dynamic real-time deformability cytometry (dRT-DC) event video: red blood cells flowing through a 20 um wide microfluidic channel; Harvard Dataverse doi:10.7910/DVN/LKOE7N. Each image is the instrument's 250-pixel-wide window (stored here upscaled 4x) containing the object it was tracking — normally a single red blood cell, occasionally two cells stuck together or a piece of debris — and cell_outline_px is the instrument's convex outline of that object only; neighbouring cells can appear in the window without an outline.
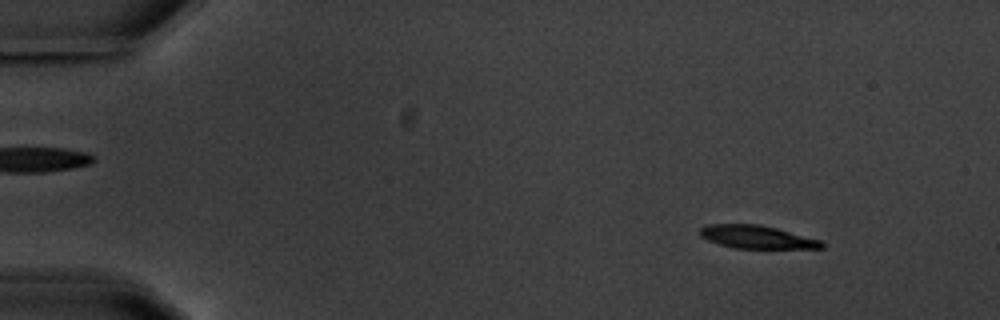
{"species": "common noctule bat (a hibernating species)", "species_latin": "Nyctalus noctula", "temperature_condition": "warm", "stored_images_in_passage": 5, "camera_frame_rate_fps": 3000, "um_per_image_px": 0.085, "animal": {"sex": "male", "body_mass_g": 20.1, "forearm_length_mm": 53.5}, "frame": {"image": 1, "passage_image": 2, "time_ms": 1.333, "image_size_px": [1000, 320], "cell_outline_px": [[824, 248], [732, 248], [708, 240], [700, 236], [700, 228], [708, 224], [760, 224], [776, 228], [820, 240], [824, 244]], "centroid_in_image_um": [64.3, 20.14], "position_along_channel_um": 20.7, "area_um2": 16.18}}
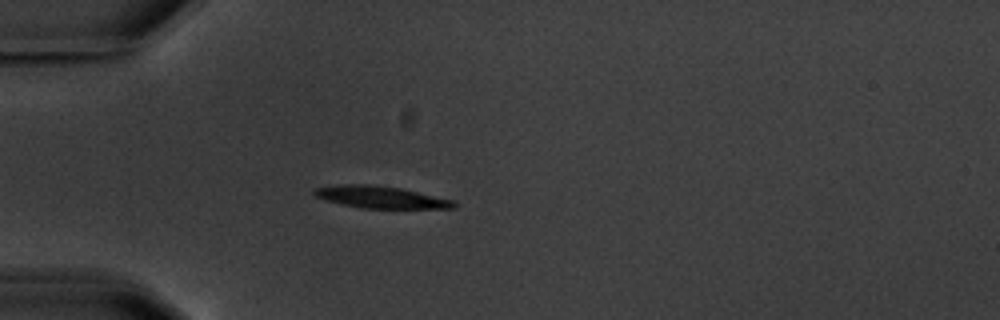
{"frame": {"image": 2, "passage_image": 4, "time_ms": 4.667, "image_size_px": [1000, 320], "cell_outline_px": [[456, 208], [364, 208], [344, 204], [328, 200], [316, 196], [312, 192], [316, 188], [336, 184], [372, 184], [400, 188], [456, 200]], "centroid_in_image_um": [32.41, 16.74], "position_along_channel_um": 52.6, "area_um2": 17.8}}